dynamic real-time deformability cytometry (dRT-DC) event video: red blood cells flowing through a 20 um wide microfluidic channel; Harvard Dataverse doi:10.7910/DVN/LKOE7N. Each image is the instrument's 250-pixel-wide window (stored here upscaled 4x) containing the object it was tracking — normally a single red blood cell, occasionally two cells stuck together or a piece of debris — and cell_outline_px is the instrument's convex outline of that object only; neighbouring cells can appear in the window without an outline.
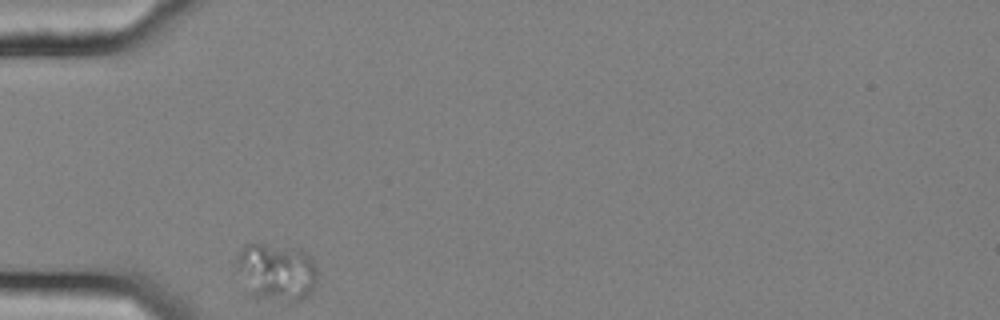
{"species": "common noctule bat (a hibernating species)", "species_latin": "Nyctalus noctula", "temperature_condition": "cold", "stored_images_in_passage": 33, "camera_frame_rate_fps": 3000, "um_per_image_px": 0.085, "animal": {"sex": "female", "body_mass_g": 25.1}, "frame": {"image": 1, "passage_image": 1, "time_ms": 0.0, "image_size_px": [1000, 320], "cell_outline_px": [[316, 280], [308, 296], [292, 304], [288, 304], [256, 296], [252, 292], [236, 268], [236, 256], [244, 244], [260, 244], [300, 248], [316, 264]], "centroid_in_image_um": [23.53, 23.12], "position_along_channel_um": 61.5, "area_um2": 26.99}}
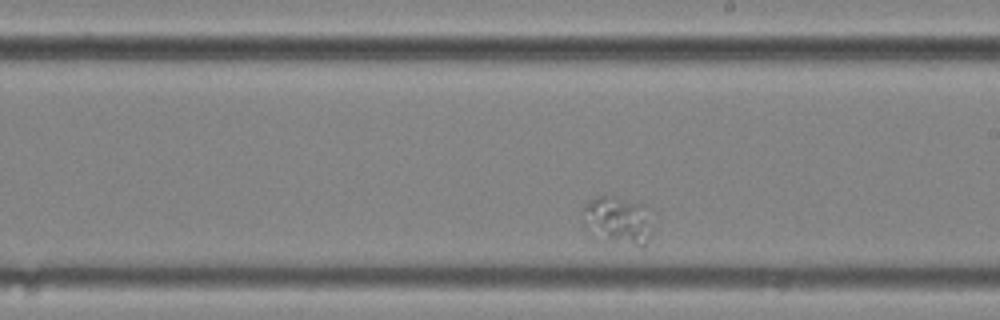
{"frame": {"image": 2, "passage_image": 19, "time_ms": 6.0, "image_size_px": [1000, 320], "cell_outline_px": [[652, 232], [644, 248], [640, 248], [596, 240], [584, 228], [580, 208], [596, 196], [612, 196], [644, 204], [652, 208]], "centroid_in_image_um": [52.52, 18.78], "position_along_channel_um": 236.5, "area_um2": 21.04}}
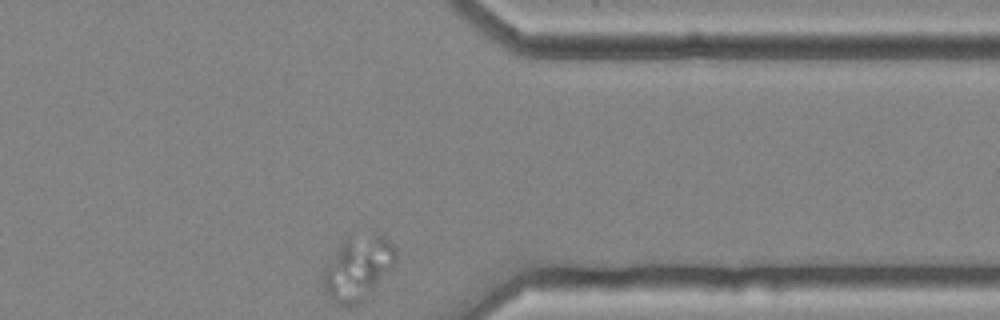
{"frame": {"image": 3, "passage_image": 33, "time_ms": 10.667, "image_size_px": [1000, 320], "cell_outline_px": [[396, 260], [372, 288], [356, 304], [340, 304], [324, 292], [324, 268], [344, 240], [348, 236], [376, 232], [384, 236], [396, 248]], "centroid_in_image_um": [30.42, 22.68], "position_along_channel_um": 381.0, "area_um2": 25.89}}